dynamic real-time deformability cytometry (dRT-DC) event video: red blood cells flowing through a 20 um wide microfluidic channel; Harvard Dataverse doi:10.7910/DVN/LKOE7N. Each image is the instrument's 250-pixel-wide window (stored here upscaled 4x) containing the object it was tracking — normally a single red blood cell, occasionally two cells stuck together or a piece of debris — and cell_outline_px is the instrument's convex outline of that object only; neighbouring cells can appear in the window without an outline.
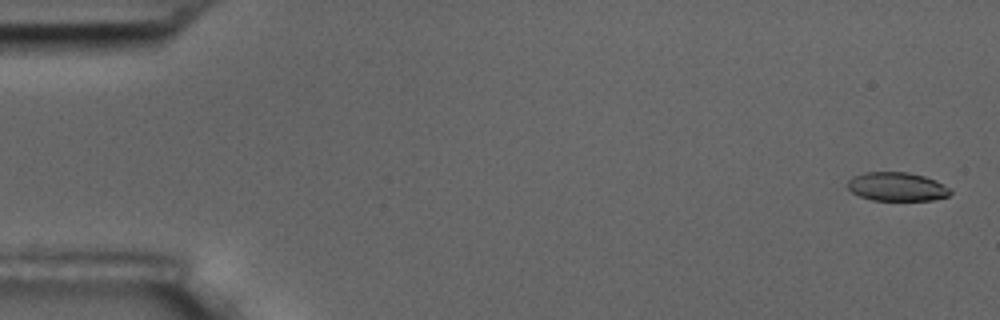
{"species": "common noctule bat (a hibernating species)", "species_latin": "Nyctalus noctula", "temperature_condition": "room temperature", "stored_images_in_passage": 9, "camera_frame_rate_fps": 3000, "um_per_image_px": 0.085, "animal": {"sex": "male", "body_mass_g": 17.5, "forearm_length_mm": 52.3}, "frame": {"image": 1, "passage_image": 1, "time_ms": 0.0, "image_size_px": [1000, 320], "cell_outline_px": [[952, 192], [948, 196], [932, 200], [872, 200], [860, 196], [852, 192], [848, 188], [848, 180], [852, 176], [864, 172], [908, 172], [924, 176], [936, 180], [952, 188]], "centroid_in_image_um": [76.26, 15.86], "position_along_channel_um": 8.7, "area_um2": 17.34}}
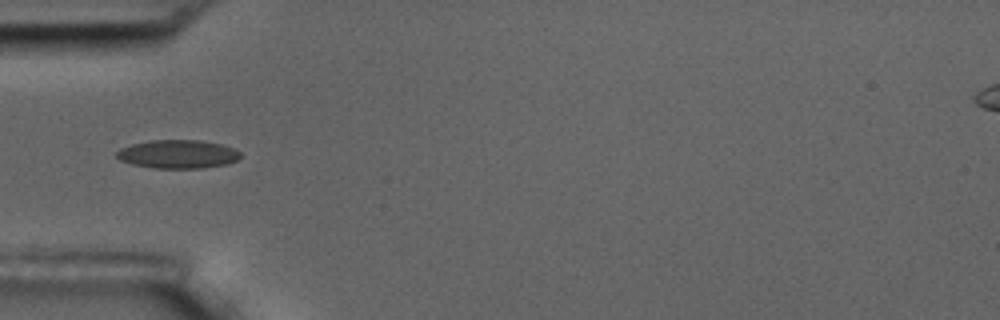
{"frame": {"image": 2, "passage_image": 6, "time_ms": 5.667, "image_size_px": [1000, 320], "cell_outline_px": [[240, 156], [236, 160], [224, 164], [200, 168], [156, 168], [132, 164], [120, 160], [116, 156], [116, 152], [120, 148], [132, 144], [152, 140], [200, 140], [224, 144], [240, 152]], "centroid_in_image_um": [15.1, 13.09], "position_along_channel_um": 69.9, "area_um2": 20.4}}
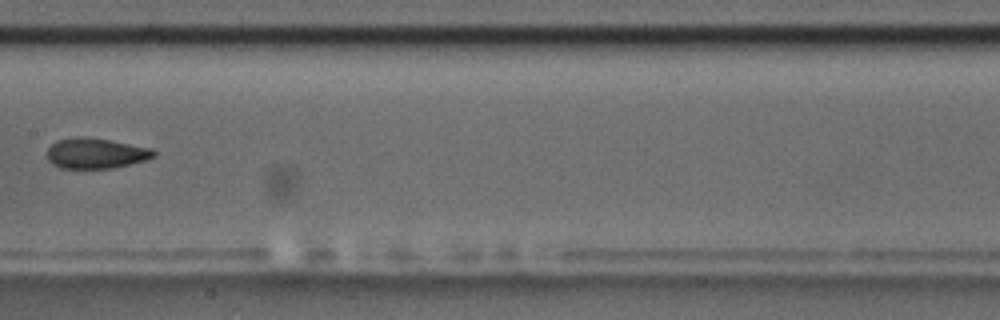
{"frame": {"image": 3, "passage_image": 9, "time_ms": 9.333, "image_size_px": [1000, 320], "cell_outline_px": [[156, 156], [148, 160], [112, 168], [60, 168], [52, 164], [48, 160], [48, 148], [56, 140], [76, 136], [88, 136], [112, 140], [152, 148], [156, 152]], "centroid_in_image_um": [8.17, 13.01], "position_along_channel_um": 199.2, "area_um2": 19.25}}